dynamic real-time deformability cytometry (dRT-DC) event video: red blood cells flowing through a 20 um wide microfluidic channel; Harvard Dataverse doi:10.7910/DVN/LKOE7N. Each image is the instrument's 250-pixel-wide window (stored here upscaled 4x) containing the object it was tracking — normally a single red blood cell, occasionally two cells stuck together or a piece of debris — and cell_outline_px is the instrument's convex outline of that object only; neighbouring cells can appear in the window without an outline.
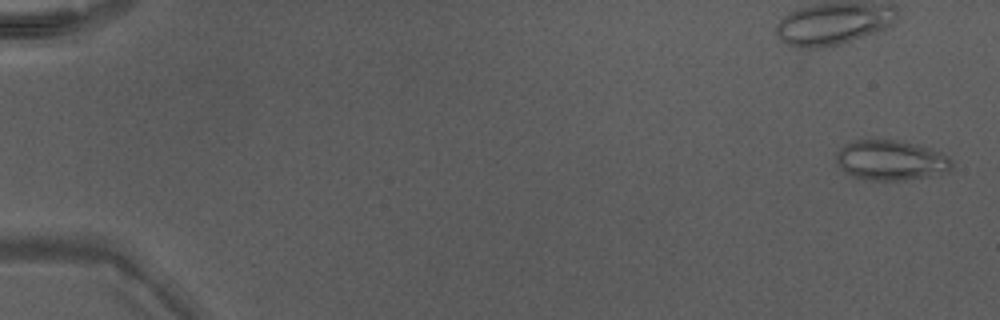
{"species": "Egyptian fruit bat (a non-hibernating species)", "species_latin": "Rousettus aegyptiacus", "temperature_condition": "warm", "stored_images_in_passage": 49, "camera_frame_rate_fps": 3000, "um_per_image_px": 0.085, "animal": {"sex": "male"}, "frame": {"image": 1, "passage_image": 2, "time_ms": 0.333, "image_size_px": [1000, 320], "cell_outline_px": [[952, 168], [948, 172], [928, 176], [904, 180], [864, 180], [852, 176], [844, 172], [840, 168], [836, 160], [836, 152], [840, 148], [856, 140], [896, 140], [928, 148], [948, 156], [952, 160]], "centroid_in_image_um": [75.7, 13.64], "position_along_channel_um": 9.3, "area_um2": 26.82}}
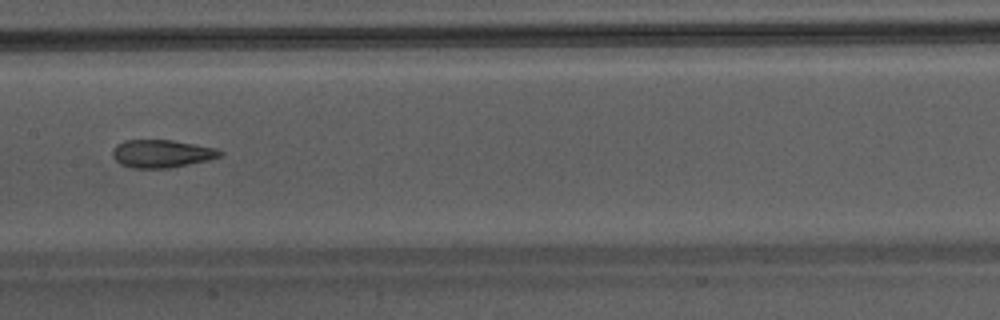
{"frame": {"image": 2, "passage_image": 27, "time_ms": 8.667, "image_size_px": [1000, 320], "cell_outline_px": [[224, 152], [220, 156], [208, 160], [168, 168], [132, 168], [120, 164], [112, 156], [112, 148], [116, 144], [124, 140], [172, 140], [216, 148]], "centroid_in_image_um": [13.7, 13.05], "position_along_channel_um": 193.7, "area_um2": 17.46}}
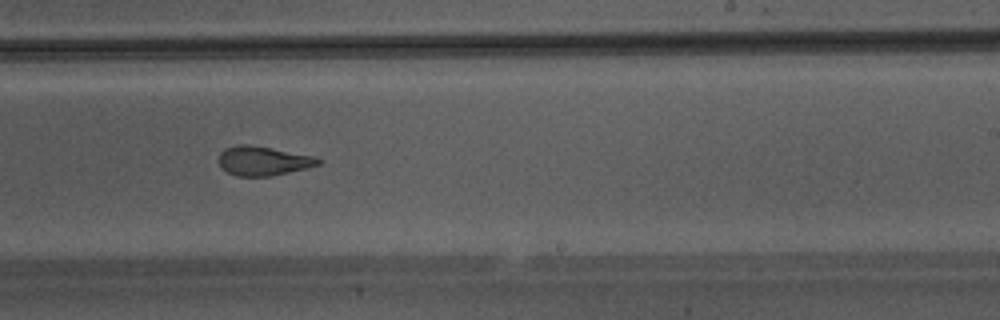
{"frame": {"image": 3, "passage_image": 32, "time_ms": 10.333, "image_size_px": [1000, 320], "cell_outline_px": [[324, 160], [320, 164], [288, 172], [268, 176], [236, 176], [220, 168], [216, 160], [220, 152], [224, 148], [236, 144], [248, 144], [272, 148], [312, 156]], "centroid_in_image_um": [22.28, 13.66], "position_along_channel_um": 266.7, "area_um2": 17.05}}